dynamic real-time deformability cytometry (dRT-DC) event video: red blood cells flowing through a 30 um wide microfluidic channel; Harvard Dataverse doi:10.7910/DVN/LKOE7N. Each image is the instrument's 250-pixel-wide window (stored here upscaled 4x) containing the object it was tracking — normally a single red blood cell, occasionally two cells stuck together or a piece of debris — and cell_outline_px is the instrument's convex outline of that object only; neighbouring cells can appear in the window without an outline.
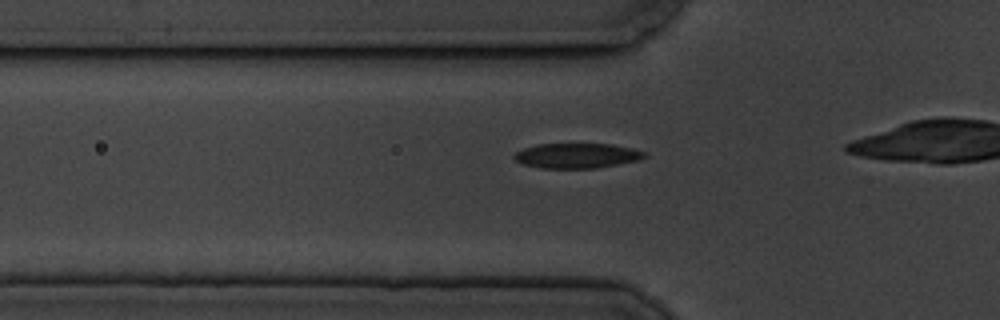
{"species": "common noctule bat (a hibernating species)", "species_latin": "Nyctalus noctula", "temperature_condition": "cold", "stored_images_in_passage": 10, "camera_frame_rate_fps": 3000, "um_per_image_px": 0.085, "animal": {"sex": "male", "body_mass_g": 19.5, "forearm_length_mm": 54.6}, "frame": {"image": 1, "passage_image": 4, "time_ms": 1.0, "image_size_px": [1000, 320], "cell_outline_px": [[648, 156], [636, 160], [596, 168], [540, 168], [520, 164], [512, 156], [516, 152], [524, 148], [536, 144], [612, 144], [632, 148], [648, 152]], "centroid_in_image_um": [49.01, 13.23], "position_along_channel_um": 76.8, "area_um2": 19.02}}
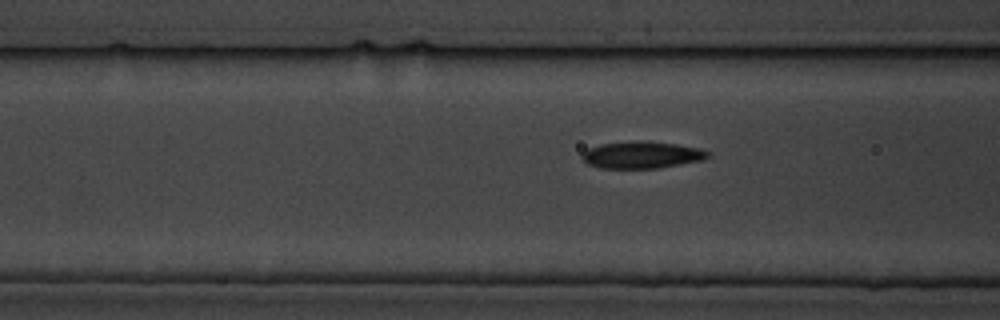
{"frame": {"image": 2, "passage_image": 7, "time_ms": 2.0, "image_size_px": [1000, 320], "cell_outline_px": [[712, 156], [704, 160], [660, 168], [600, 168], [588, 164], [580, 156], [588, 148], [600, 144], [636, 140], [644, 140], [676, 144], [700, 148], [708, 152]], "centroid_in_image_um": [54.58, 13.16], "position_along_channel_um": 112.0, "area_um2": 20.0}}